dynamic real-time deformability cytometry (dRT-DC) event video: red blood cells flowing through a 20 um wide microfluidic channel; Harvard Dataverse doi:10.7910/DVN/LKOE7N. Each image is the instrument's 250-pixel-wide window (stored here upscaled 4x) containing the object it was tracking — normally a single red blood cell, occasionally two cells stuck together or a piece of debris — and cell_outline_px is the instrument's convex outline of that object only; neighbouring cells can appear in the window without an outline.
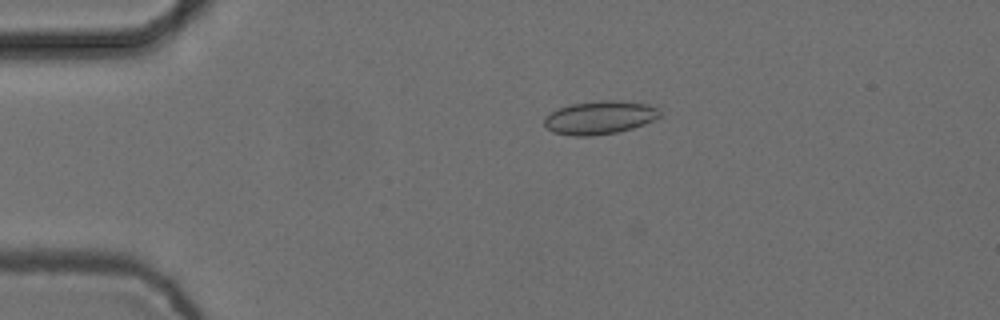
{"species": "common noctule bat (a hibernating species)", "species_latin": "Nyctalus noctula", "temperature_condition": "cold", "stored_images_in_passage": 5, "camera_frame_rate_fps": 3000, "um_per_image_px": 0.085, "animal": {"sex": "female", "body_mass_g": 24.6, "forearm_length_mm": 56.2}, "frame": {"image": 1, "passage_image": 3, "time_ms": 0.667, "image_size_px": [1000, 320], "cell_outline_px": [[660, 116], [644, 124], [632, 128], [616, 132], [592, 136], [572, 136], [552, 132], [544, 124], [544, 116], [556, 108], [572, 104], [600, 100], [620, 100], [648, 104], [656, 108], [660, 112]], "centroid_in_image_um": [50.93, 9.99], "position_along_channel_um": 34.1, "area_um2": 22.48}}
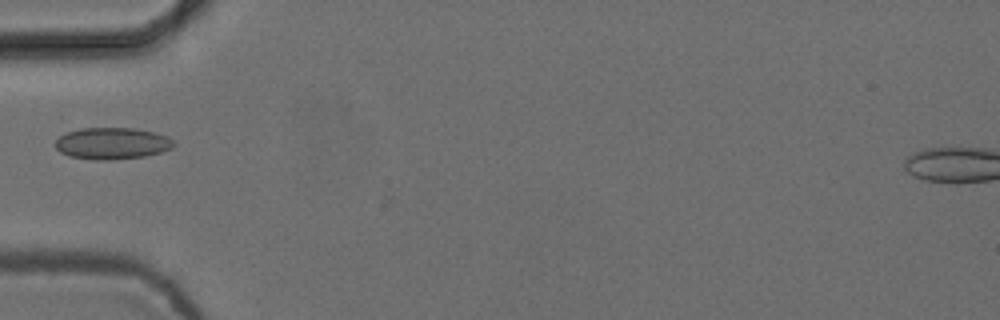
{"frame": {"image": 2, "passage_image": 5, "time_ms": 1.333, "image_size_px": [1000, 320], "cell_outline_px": [[176, 144], [172, 148], [160, 152], [144, 156], [112, 160], [92, 160], [68, 156], [60, 152], [56, 148], [56, 140], [64, 132], [80, 128], [132, 128], [156, 132], [168, 136]], "centroid_in_image_um": [9.52, 12.19], "position_along_channel_um": 75.5, "area_um2": 22.08}}